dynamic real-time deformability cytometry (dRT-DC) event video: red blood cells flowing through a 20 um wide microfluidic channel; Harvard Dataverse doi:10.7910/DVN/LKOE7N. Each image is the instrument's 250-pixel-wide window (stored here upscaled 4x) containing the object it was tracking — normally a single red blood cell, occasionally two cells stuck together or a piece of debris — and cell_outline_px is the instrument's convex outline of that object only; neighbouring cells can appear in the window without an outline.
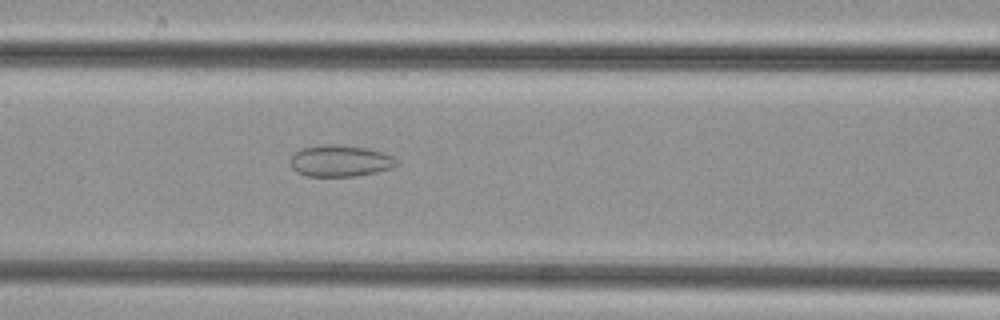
{"species": "common noctule bat (a hibernating species)", "species_latin": "Nyctalus noctula", "temperature_condition": "cold", "stored_images_in_passage": 50, "camera_frame_rate_fps": 3000, "um_per_image_px": 0.085, "animal": {"sex": "female", "body_mass_g": 29.2, "forearm_length_mm": 56.3}, "frame": {"image": 1, "passage_image": 21, "time_ms": 6.667, "image_size_px": [1000, 320], "cell_outline_px": [[400, 164], [392, 168], [376, 172], [356, 176], [308, 176], [296, 172], [292, 168], [292, 156], [300, 148], [324, 144], [336, 144], [368, 148], [384, 152], [392, 156]], "centroid_in_image_um": [28.95, 13.67], "position_along_channel_um": 137.7, "area_um2": 19.59}}
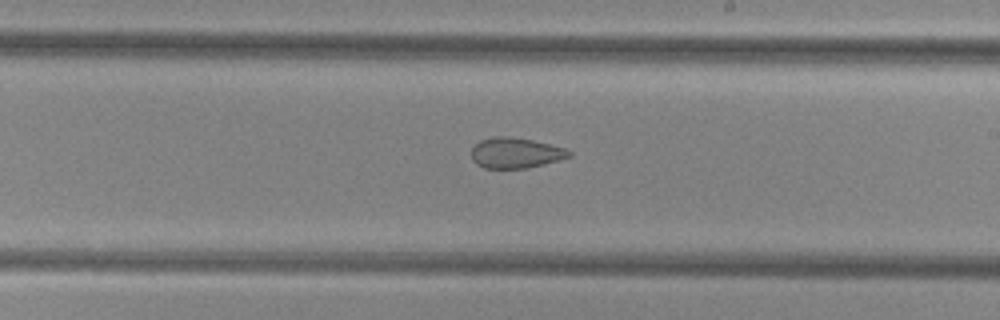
{"frame": {"image": 2, "passage_image": 29, "time_ms": 9.333, "image_size_px": [1000, 320], "cell_outline_px": [[572, 156], [544, 164], [528, 168], [484, 168], [476, 164], [472, 160], [472, 148], [480, 140], [492, 136], [508, 136], [532, 140], [564, 148], [572, 152]], "centroid_in_image_um": [43.8, 13.0], "position_along_channel_um": 245.2, "area_um2": 17.34}}
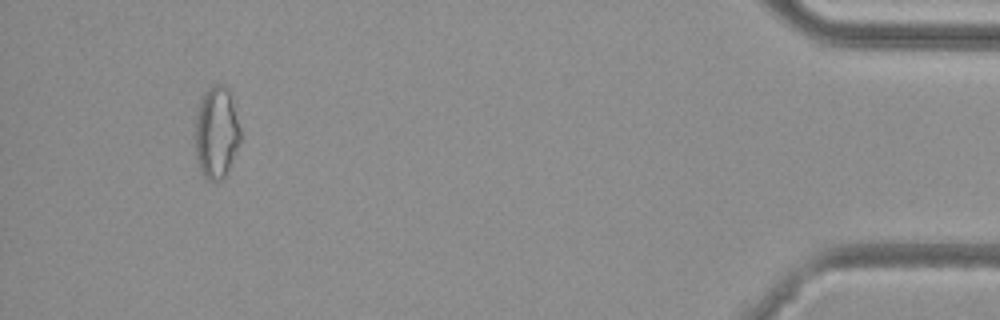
{"frame": {"image": 3, "passage_image": 47, "time_ms": 15.333, "image_size_px": [1000, 320], "cell_outline_px": [[240, 144], [228, 172], [220, 180], [208, 180], [200, 172], [196, 156], [192, 136], [196, 112], [200, 100], [204, 92], [212, 84], [224, 84], [228, 88], [232, 96], [240, 128]], "centroid_in_image_um": [18.36, 11.25], "position_along_channel_um": 416.8, "area_um2": 25.2}}